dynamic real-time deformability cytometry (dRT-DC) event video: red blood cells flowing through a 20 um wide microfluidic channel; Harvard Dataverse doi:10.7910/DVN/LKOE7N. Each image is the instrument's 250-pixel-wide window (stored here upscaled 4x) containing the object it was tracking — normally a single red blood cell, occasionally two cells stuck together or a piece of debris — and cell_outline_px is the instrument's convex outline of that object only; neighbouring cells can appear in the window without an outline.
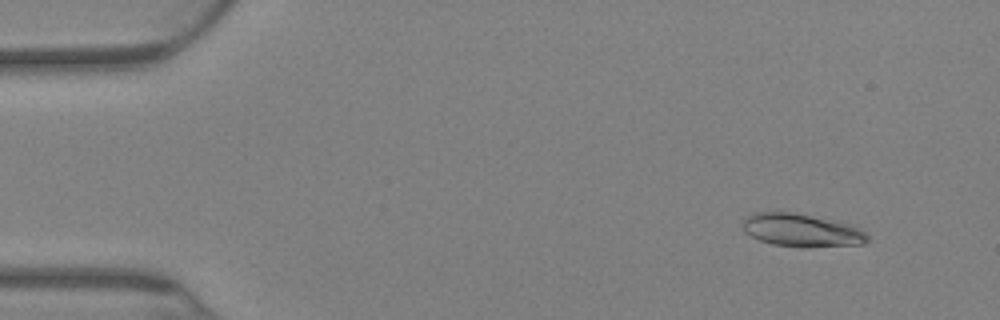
{"species": "Egyptian fruit bat (a non-hibernating species)", "species_latin": "Rousettus aegyptiacus", "temperature_condition": "warm", "stored_images_in_passage": 75, "camera_frame_rate_fps": 3000, "um_per_image_px": 0.085, "animal": {"sex": "female"}, "frame": {"image": 1, "passage_image": 7, "time_ms": 2.0, "image_size_px": [1000, 320], "cell_outline_px": [[868, 240], [864, 244], [808, 248], [804, 248], [772, 244], [760, 240], [744, 232], [740, 224], [744, 216], [756, 212], [792, 212], [836, 220], [852, 224], [864, 232], [868, 236]], "centroid_in_image_um": [68.12, 19.57], "position_along_channel_um": 16.9, "area_um2": 24.51}}
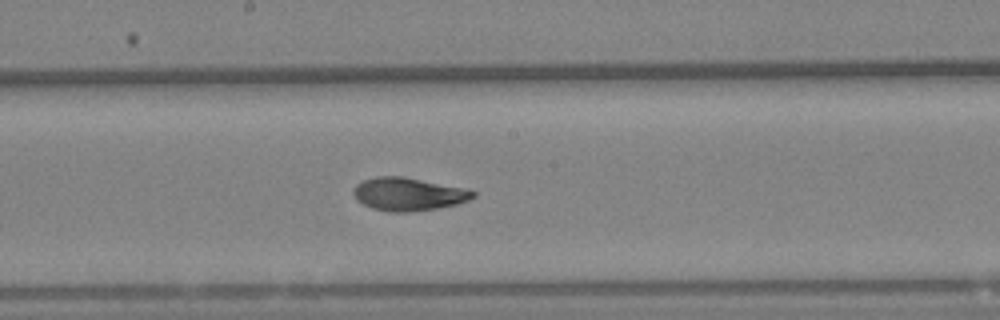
{"frame": {"image": 2, "passage_image": 41, "time_ms": 13.333, "image_size_px": [1000, 320], "cell_outline_px": [[476, 196], [468, 200], [456, 204], [440, 208], [412, 212], [388, 212], [372, 208], [356, 200], [352, 192], [356, 184], [364, 180], [376, 176], [400, 176], [468, 188], [476, 192]], "centroid_in_image_um": [34.72, 16.5], "position_along_channel_um": 213.5, "area_um2": 23.24}}
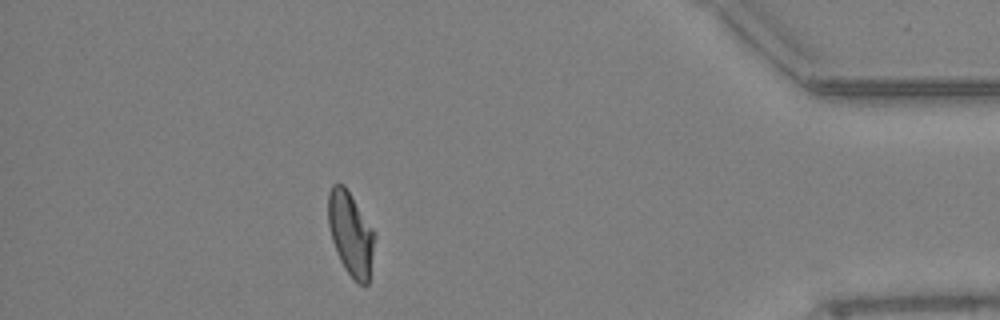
{"frame": {"image": 3, "passage_image": 67, "time_ms": 22.0, "image_size_px": [1000, 320], "cell_outline_px": [[376, 236], [368, 284], [364, 288], [344, 268], [340, 260], [332, 240], [328, 224], [328, 192], [332, 184], [344, 184], [372, 228]], "centroid_in_image_um": [29.81, 19.87], "position_along_channel_um": 405.4, "area_um2": 22.48}, "authors_computed_cell_mechanics": {"area_um2": 22.831, "velocity_mm_per_s": 2.7339, "shape_relaxation_time_tau1_ms": 8.4667, "shape_relaxation_time_tau2_ms": 1.6634, "deformation_change_tau1": 0.2196, "deformation_change_tau2": 0.0573}}